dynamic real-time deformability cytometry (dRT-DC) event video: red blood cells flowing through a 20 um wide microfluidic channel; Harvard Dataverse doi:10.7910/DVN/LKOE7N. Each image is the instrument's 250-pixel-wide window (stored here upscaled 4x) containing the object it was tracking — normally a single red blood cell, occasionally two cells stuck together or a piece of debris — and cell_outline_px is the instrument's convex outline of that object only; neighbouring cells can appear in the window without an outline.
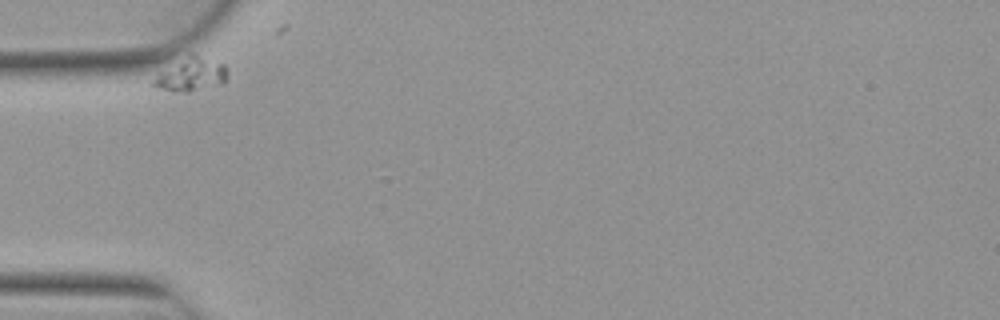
{"species": "Egyptian fruit bat (a non-hibernating species)", "species_latin": "Rousettus aegyptiacus", "temperature_condition": "warm", "stored_images_in_passage": 7, "camera_frame_rate_fps": 3000, "um_per_image_px": 0.085, "animal": {"sex": "female"}, "frame": {"image": 1, "passage_image": 1, "time_ms": 0.0, "image_size_px": [1000, 320], "cell_outline_px": [[228, 76], [224, 84], [188, 92], [172, 92], [160, 88], [152, 84], [152, 80], [160, 72], [188, 52], [192, 52], [224, 64], [228, 68]], "centroid_in_image_um": [16.28, 6.31], "position_along_channel_um": 68.7, "area_um2": 14.85}}
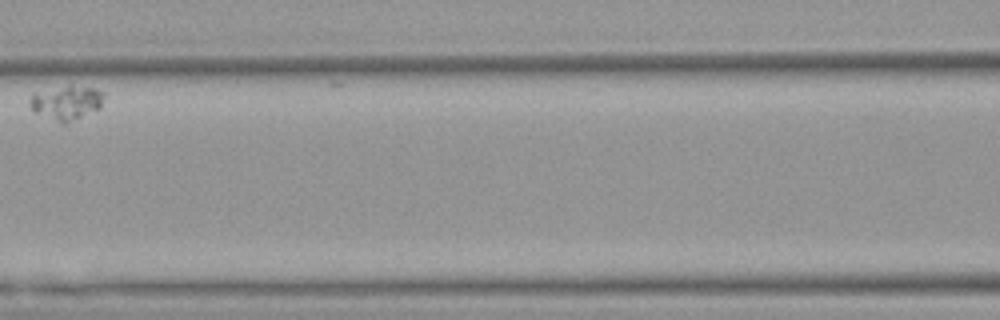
{"frame": {"image": 2, "passage_image": 4, "time_ms": 1.0, "image_size_px": [1000, 320], "cell_outline_px": [[104, 96], [100, 108], [64, 124], [32, 112], [28, 104], [28, 100], [32, 92], [68, 84], [72, 84], [96, 88], [104, 92]], "centroid_in_image_um": [5.59, 8.68], "position_along_channel_um": 161.0, "area_um2": 15.32}}
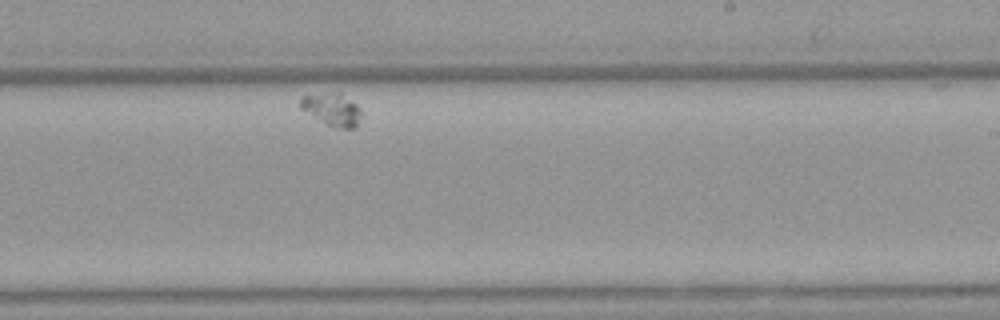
{"frame": {"image": 3, "passage_image": 7, "time_ms": 2.0, "image_size_px": [1000, 320], "cell_outline_px": [[360, 116], [356, 128], [340, 128], [324, 124], [300, 108], [300, 96], [332, 92], [340, 92], [356, 104], [360, 108]], "centroid_in_image_um": [28.21, 9.29], "position_along_channel_um": 260.8, "area_um2": 11.56}}